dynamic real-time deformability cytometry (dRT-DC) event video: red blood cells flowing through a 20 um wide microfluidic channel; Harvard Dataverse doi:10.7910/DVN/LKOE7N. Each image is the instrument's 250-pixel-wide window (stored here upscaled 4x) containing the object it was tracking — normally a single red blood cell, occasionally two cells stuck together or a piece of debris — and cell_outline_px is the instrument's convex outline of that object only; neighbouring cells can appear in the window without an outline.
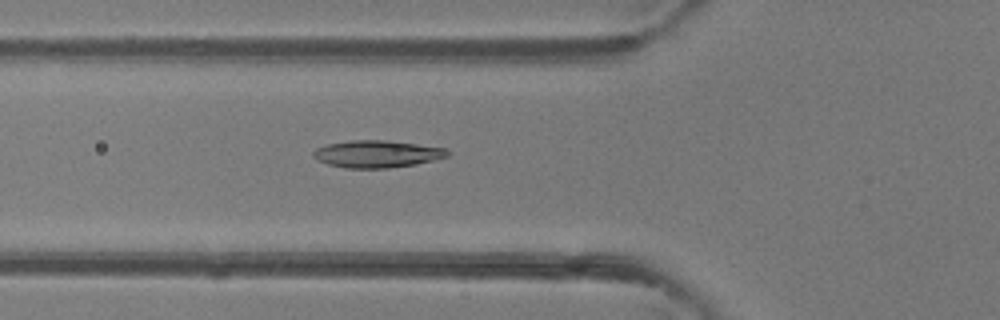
{"species": "common noctule bat (a hibernating species)", "species_latin": "Nyctalus noctula", "temperature_condition": "room temperature", "stored_images_in_passage": 46, "camera_frame_rate_fps": 3000, "um_per_image_px": 0.085, "animal": {"sex": "female"}, "frame": {"image": 1, "passage_image": 16, "time_ms": 5.0, "image_size_px": [1000, 320], "cell_outline_px": [[448, 156], [416, 164], [388, 168], [344, 168], [328, 164], [312, 156], [312, 152], [316, 148], [328, 144], [352, 140], [384, 140], [448, 148]], "centroid_in_image_um": [32.03, 13.08], "position_along_channel_um": 93.8, "area_um2": 21.1}}
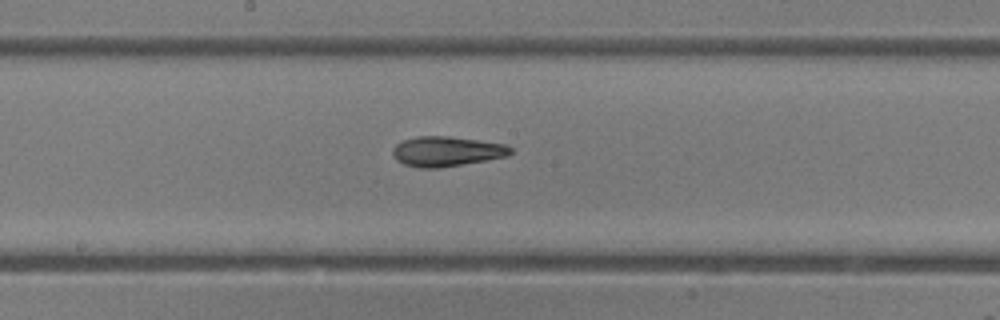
{"frame": {"image": 2, "passage_image": 24, "time_ms": 7.667, "image_size_px": [1000, 320], "cell_outline_px": [[512, 152], [508, 156], [440, 168], [416, 168], [404, 164], [396, 160], [392, 156], [392, 148], [396, 144], [404, 140], [416, 136], [448, 136], [508, 144], [512, 148]], "centroid_in_image_um": [37.95, 12.87], "position_along_channel_um": 210.3, "area_um2": 20.75}}
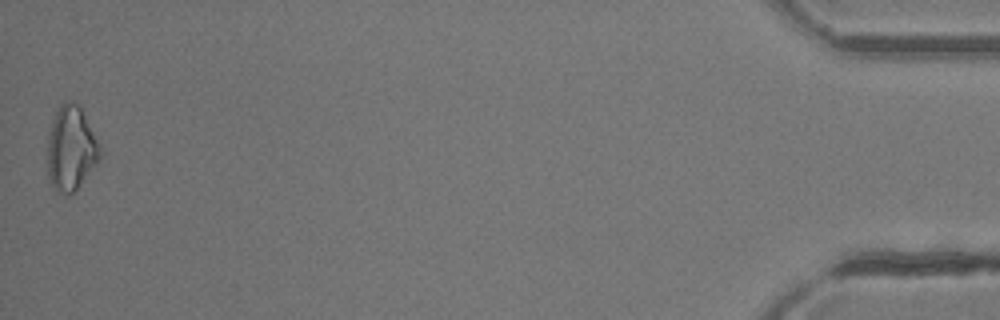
{"frame": {"image": 3, "passage_image": 46, "time_ms": 15.0, "image_size_px": [1000, 320], "cell_outline_px": [[104, 152], [100, 160], [76, 188], [68, 196], [56, 192], [48, 176], [48, 132], [52, 120], [60, 104], [64, 100], [68, 100], [76, 104], [80, 108]], "centroid_in_image_um": [6.04, 12.62], "position_along_channel_um": 429.2, "area_um2": 25.78}, "authors_computed_cell_mechanics": {"area_um2": 20.7213, "velocity_mm_per_s": 4.3428, "shape_relaxation_time_tau1_ms": 5.2376, "shape_relaxation_time_tau2_ms": 3.9381, "deformation_change_tau1": 0.1316, "deformation_change_tau2": 0.113}}